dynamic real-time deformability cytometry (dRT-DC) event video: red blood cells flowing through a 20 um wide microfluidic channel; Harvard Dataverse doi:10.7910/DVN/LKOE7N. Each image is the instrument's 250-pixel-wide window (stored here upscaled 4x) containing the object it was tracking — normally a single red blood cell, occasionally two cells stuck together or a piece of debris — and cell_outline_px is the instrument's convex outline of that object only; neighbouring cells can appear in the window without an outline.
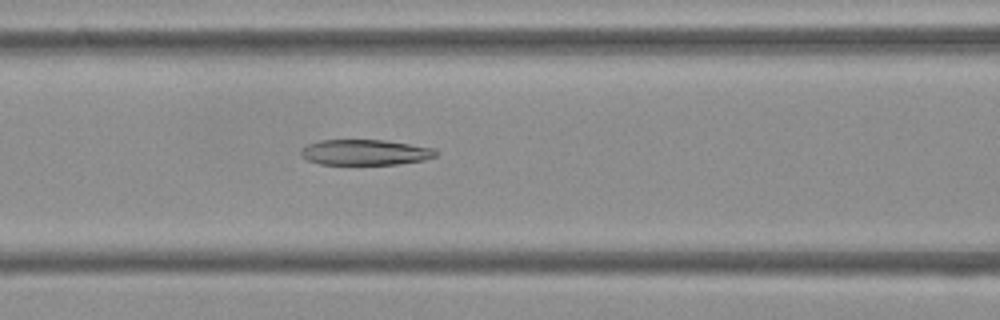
{"species": "Egyptian fruit bat (a non-hibernating species)", "species_latin": "Rousettus aegyptiacus", "temperature_condition": "cold", "stored_images_in_passage": 53, "camera_frame_rate_fps": 3000, "um_per_image_px": 0.085, "frame": {"image": 1, "passage_image": 22, "time_ms": 7.0, "image_size_px": [1000, 320], "cell_outline_px": [[436, 156], [424, 160], [396, 164], [320, 164], [308, 160], [300, 156], [300, 152], [308, 144], [320, 140], [384, 140], [436, 148]], "centroid_in_image_um": [31.04, 12.94], "position_along_channel_um": 135.6, "area_um2": 20.0}}
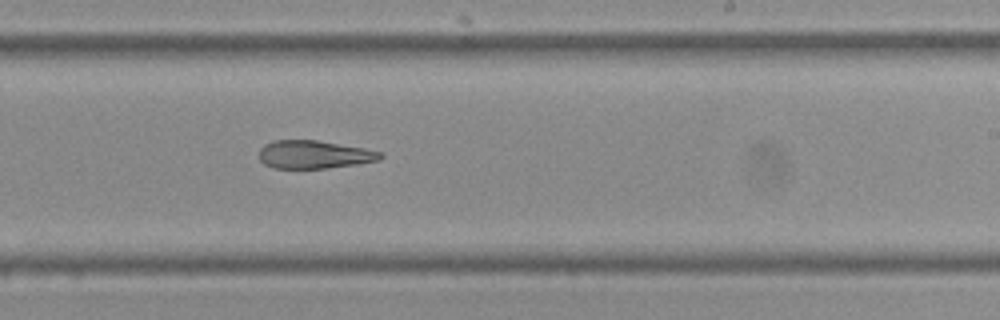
{"frame": {"image": 2, "passage_image": 32, "time_ms": 10.333, "image_size_px": [1000, 320], "cell_outline_px": [[384, 156], [380, 160], [356, 164], [328, 168], [272, 168], [264, 164], [260, 160], [260, 148], [264, 144], [272, 140], [316, 140], [364, 148], [384, 152]], "centroid_in_image_um": [26.71, 13.13], "position_along_channel_um": 262.3, "area_um2": 19.94}}
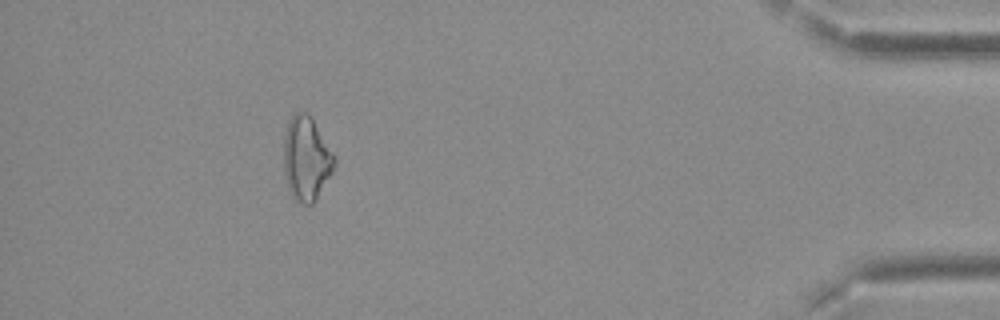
{"frame": {"image": 3, "passage_image": 48, "time_ms": 15.667, "image_size_px": [1000, 320], "cell_outline_px": [[336, 168], [312, 204], [304, 204], [296, 200], [292, 196], [288, 188], [284, 172], [284, 136], [288, 120], [292, 112], [308, 112], [312, 116], [332, 152], [336, 160]], "centroid_in_image_um": [26.04, 13.44], "position_along_channel_um": 409.2, "area_um2": 25.03}, "authors_computed_cell_mechanics": {"area_um2": 23.1778, "velocity_mm_per_s": 3.8041, "shape_relaxation_time_tau1_ms": null, "shape_relaxation_time_tau2_ms": 3.5231, "deformation_change_tau1": null, "deformation_change_tau2": 0.1308}}